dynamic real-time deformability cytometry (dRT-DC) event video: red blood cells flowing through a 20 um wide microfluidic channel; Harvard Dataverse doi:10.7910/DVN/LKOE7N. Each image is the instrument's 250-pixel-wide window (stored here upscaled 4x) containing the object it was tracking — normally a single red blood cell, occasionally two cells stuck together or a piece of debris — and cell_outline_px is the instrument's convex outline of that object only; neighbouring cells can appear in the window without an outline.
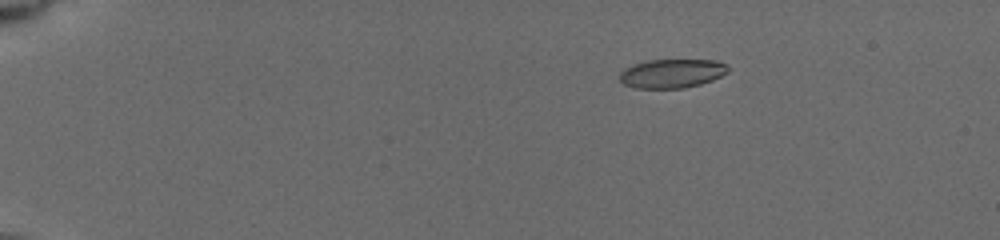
{"species": "common noctule bat (a hibernating species)", "species_latin": "Nyctalus noctula", "temperature_condition": "cold", "stored_images_in_passage": 10, "camera_frame_rate_fps": 3000, "um_per_image_px": 0.085, "animal": {"sex": "female", "body_mass_g": 19.5, "forearm_length_mm": 54.1}, "frame": {"image": 1, "passage_image": 7, "time_ms": 3.333, "image_size_px": [1000, 240], "cell_outline_px": [[728, 72], [712, 80], [700, 84], [684, 88], [632, 88], [624, 84], [620, 80], [620, 72], [624, 68], [648, 60], [716, 60], [728, 64]], "centroid_in_image_um": [57.12, 6.24], "position_along_channel_um": 27.9, "area_um2": 18.26}}
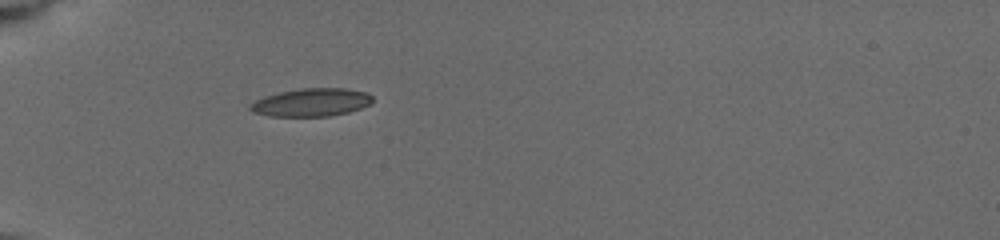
{"frame": {"image": 2, "passage_image": 10, "time_ms": 6.333, "image_size_px": [1000, 240], "cell_outline_px": [[372, 104], [348, 112], [328, 116], [268, 116], [252, 112], [248, 108], [248, 104], [264, 96], [280, 92], [300, 88], [344, 88], [368, 92], [372, 96]], "centroid_in_image_um": [26.45, 8.7], "position_along_channel_um": 58.6, "area_um2": 20.11}}